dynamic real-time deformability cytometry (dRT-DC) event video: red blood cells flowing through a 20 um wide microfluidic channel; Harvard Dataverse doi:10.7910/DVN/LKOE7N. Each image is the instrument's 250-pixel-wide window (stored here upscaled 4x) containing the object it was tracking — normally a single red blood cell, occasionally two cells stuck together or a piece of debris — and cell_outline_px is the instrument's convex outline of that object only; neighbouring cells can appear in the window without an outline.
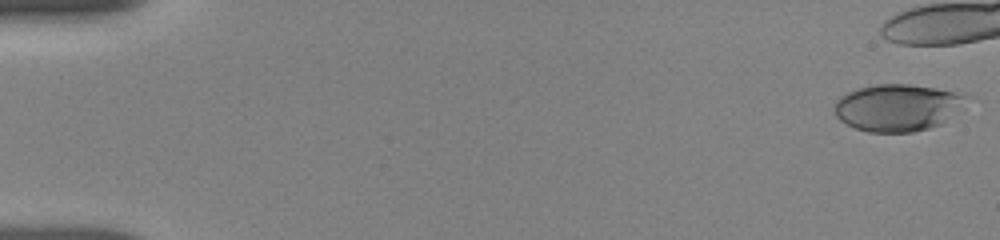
{"species": "human", "species_latin": "Homo sapiens", "temperature_condition": "room temperature", "stored_images_in_passage": 21, "camera_frame_rate_fps": 3000, "um_per_image_px": 0.085, "donor": {"sex": "female"}, "frame": {"image": 1, "passage_image": 1, "time_ms": 0.0, "image_size_px": [1000, 240], "cell_outline_px": [[976, 96], [964, 108], [940, 124], [928, 128], [912, 132], [868, 132], [856, 128], [840, 120], [836, 116], [832, 108], [836, 100], [840, 96], [848, 92], [860, 88], [876, 84], [908, 84], [964, 92]], "centroid_in_image_um": [76.4, 9.12], "position_along_channel_um": 8.6, "area_um2": 36.93}}
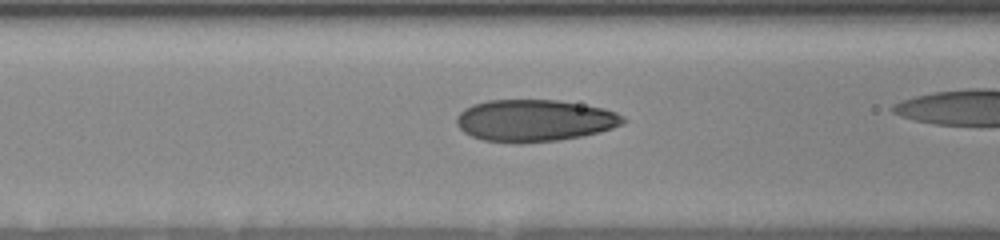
{"frame": {"image": 2, "passage_image": 12, "time_ms": 7.0, "image_size_px": [1000, 240], "cell_outline_px": [[628, 120], [624, 124], [600, 132], [580, 136], [556, 140], [484, 140], [472, 136], [464, 132], [456, 124], [456, 116], [464, 108], [472, 104], [488, 100], [556, 100], [604, 108], [616, 112], [624, 116]], "centroid_in_image_um": [45.47, 10.2], "position_along_channel_um": 121.1, "area_um2": 39.82}}